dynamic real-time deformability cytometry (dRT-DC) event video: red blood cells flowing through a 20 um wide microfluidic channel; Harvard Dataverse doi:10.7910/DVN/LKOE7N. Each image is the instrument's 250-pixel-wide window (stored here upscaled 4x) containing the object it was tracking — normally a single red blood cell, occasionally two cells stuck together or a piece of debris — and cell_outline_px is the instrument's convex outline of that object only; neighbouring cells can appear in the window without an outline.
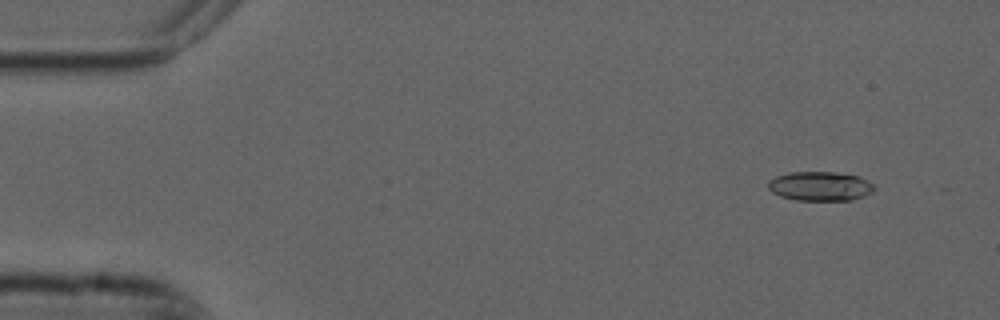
{"species": "common noctule bat (a hibernating species)", "species_latin": "Nyctalus noctula", "temperature_condition": "cold", "stored_images_in_passage": 5, "camera_frame_rate_fps": 3000, "um_per_image_px": 0.085, "animal": {"sex": "male", "forearm_length_mm": 52.5}, "frame": {"image": 1, "passage_image": 2, "time_ms": 0.333, "image_size_px": [1000, 320], "cell_outline_px": [[876, 188], [872, 192], [864, 196], [852, 200], [796, 200], [780, 196], [772, 192], [768, 188], [768, 180], [776, 176], [788, 172], [836, 172], [860, 176], [868, 180]], "centroid_in_image_um": [69.71, 15.82], "position_along_channel_um": 15.3, "area_um2": 18.26}}
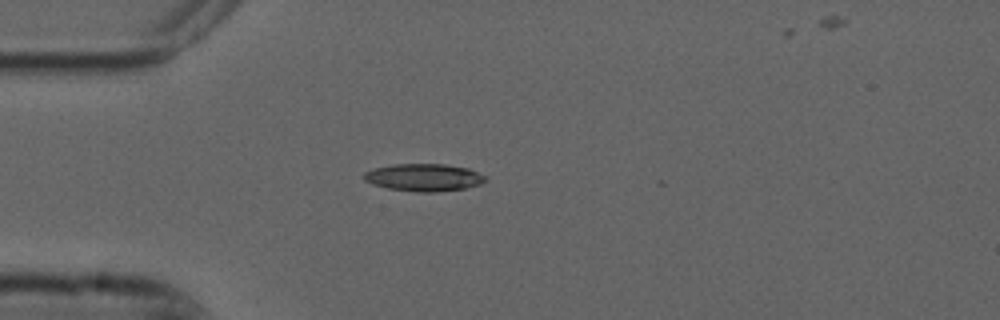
{"frame": {"image": 2, "passage_image": 5, "time_ms": 1.333, "image_size_px": [1000, 320], "cell_outline_px": [[488, 180], [480, 184], [464, 188], [436, 192], [416, 192], [388, 188], [372, 184], [364, 180], [364, 172], [376, 168], [392, 164], [444, 164], [468, 168], [488, 176]], "centroid_in_image_um": [36.06, 15.08], "position_along_channel_um": 48.9, "area_um2": 19.48}}